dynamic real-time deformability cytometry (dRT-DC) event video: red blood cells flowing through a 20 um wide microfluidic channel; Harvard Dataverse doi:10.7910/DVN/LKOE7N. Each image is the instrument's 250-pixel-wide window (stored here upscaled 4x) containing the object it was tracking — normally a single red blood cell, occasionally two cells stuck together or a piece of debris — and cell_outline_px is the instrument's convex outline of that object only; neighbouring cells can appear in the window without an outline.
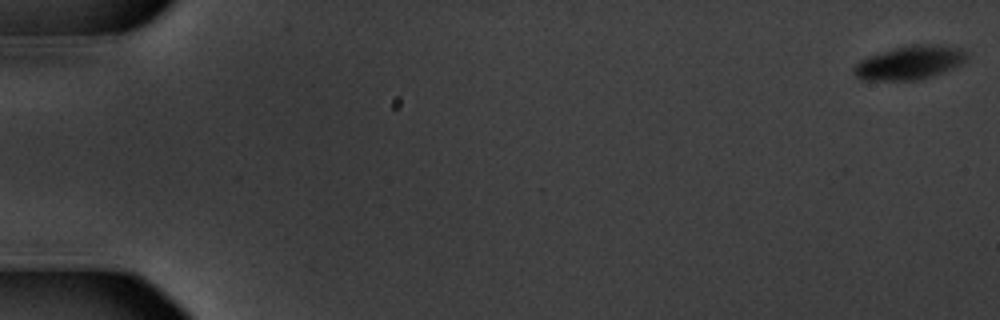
{"species": "common noctule bat (a hibernating species)", "species_latin": "Nyctalus noctula", "temperature_condition": "warm", "stored_images_in_passage": 58, "camera_frame_rate_fps": 3000, "um_per_image_px": 0.085, "animal": {"sex": "male", "body_mass_g": 20.1, "forearm_length_mm": 53.5}, "frame": {"image": 1, "passage_image": 1, "time_ms": 0.0, "image_size_px": [1000, 320], "cell_outline_px": [[968, 56], [960, 64], [940, 72], [916, 80], [860, 80], [852, 72], [852, 68], [860, 60], [868, 56], [896, 48], [912, 44], [940, 44], [964, 48], [968, 52]], "centroid_in_image_um": [77.31, 5.3], "position_along_channel_um": 7.7, "area_um2": 22.02}}
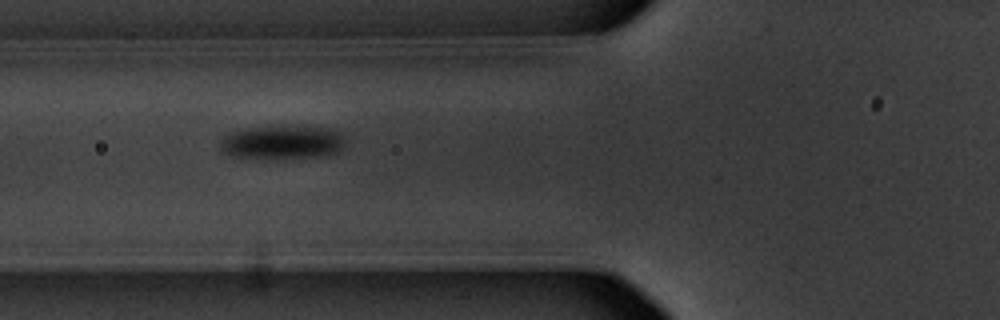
{"frame": {"image": 2, "passage_image": 23, "time_ms": 7.333, "image_size_px": [1000, 320], "cell_outline_px": [[344, 144], [340, 152], [324, 156], [284, 160], [232, 156], [224, 152], [220, 148], [220, 144], [224, 136], [232, 132], [244, 128], [280, 124], [292, 124], [336, 128], [340, 132], [344, 140]], "centroid_in_image_um": [24.06, 12.07], "position_along_channel_um": 101.7, "area_um2": 26.01}}
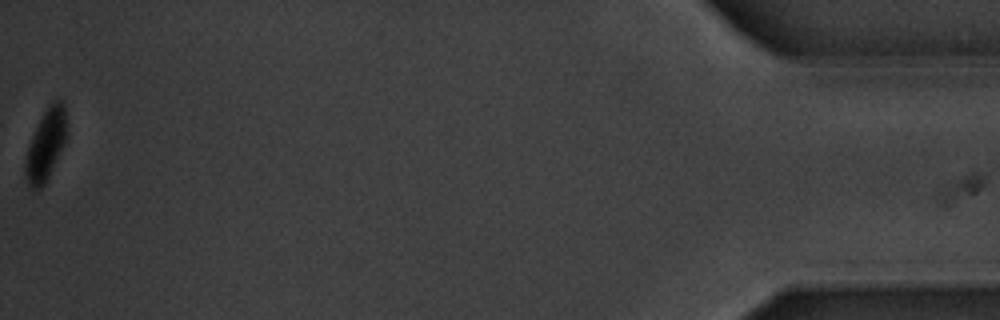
{"frame": {"image": 3, "passage_image": 58, "time_ms": 19.0, "image_size_px": [1000, 320], "cell_outline_px": [[68, 132], [64, 144], [44, 184], [40, 188], [32, 188], [28, 184], [24, 172], [24, 164], [28, 148], [32, 136], [48, 104], [52, 100], [64, 100]], "centroid_in_image_um": [3.92, 12.24], "position_along_channel_um": 431.3, "area_um2": 16.99}, "authors_computed_cell_mechanics": {"area_um2": 23.3512, "velocity_mm_per_s": 3.5774, "shape_relaxation_time_tau1_ms": 1.1646, "shape_relaxation_time_tau2_ms": null, "deformation_change_tau1": 0.1235, "deformation_change_tau2": null}}